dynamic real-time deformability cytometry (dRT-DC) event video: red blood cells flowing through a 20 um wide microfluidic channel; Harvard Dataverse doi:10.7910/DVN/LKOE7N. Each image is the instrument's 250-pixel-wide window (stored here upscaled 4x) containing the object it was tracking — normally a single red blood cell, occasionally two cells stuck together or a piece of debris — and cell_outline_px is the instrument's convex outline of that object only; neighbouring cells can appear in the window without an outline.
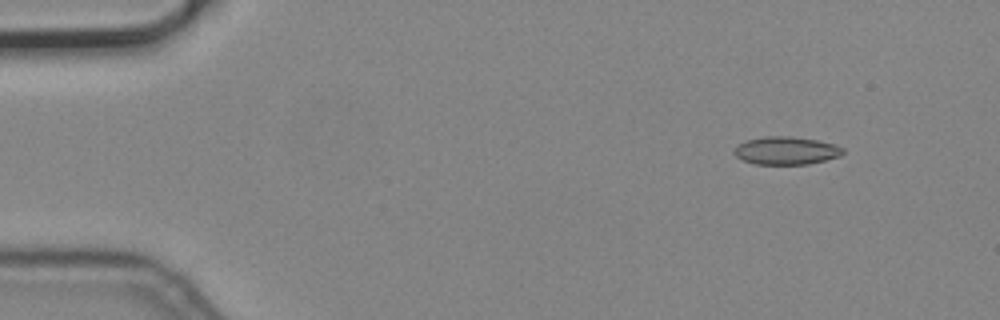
{"species": "common noctule bat (a hibernating species)", "species_latin": "Nyctalus noctula", "temperature_condition": "cold", "stored_images_in_passage": 5, "camera_frame_rate_fps": 3000, "um_per_image_px": 0.085, "animal": {"sex": "male", "body_mass_g": 19.2, "forearm_length_mm": 51.8}, "frame": {"image": 1, "passage_image": 2, "time_ms": 0.333, "image_size_px": [1000, 320], "cell_outline_px": [[844, 152], [840, 156], [808, 164], [756, 164], [744, 160], [736, 156], [732, 152], [736, 144], [744, 140], [764, 136], [788, 136], [816, 140], [832, 144], [844, 148]], "centroid_in_image_um": [66.76, 12.79], "position_along_channel_um": 18.2, "area_um2": 17.69}}
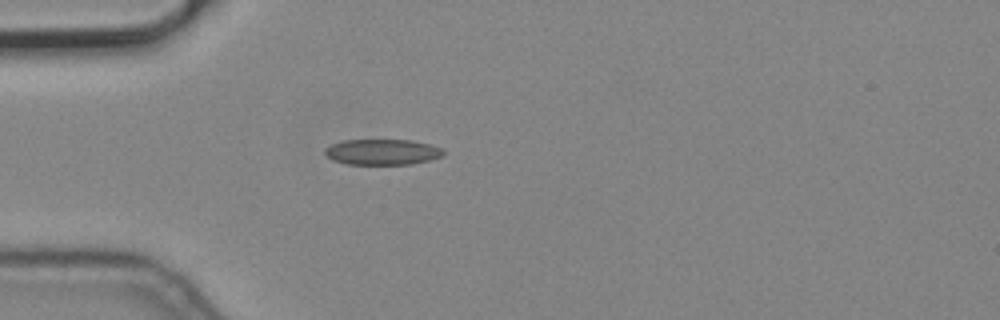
{"frame": {"image": 2, "passage_image": 5, "time_ms": 1.333, "image_size_px": [1000, 320], "cell_outline_px": [[444, 156], [412, 164], [348, 164], [332, 160], [324, 152], [324, 148], [332, 144], [344, 140], [412, 140], [444, 148]], "centroid_in_image_um": [32.51, 12.91], "position_along_channel_um": 52.5, "area_um2": 17.74}}